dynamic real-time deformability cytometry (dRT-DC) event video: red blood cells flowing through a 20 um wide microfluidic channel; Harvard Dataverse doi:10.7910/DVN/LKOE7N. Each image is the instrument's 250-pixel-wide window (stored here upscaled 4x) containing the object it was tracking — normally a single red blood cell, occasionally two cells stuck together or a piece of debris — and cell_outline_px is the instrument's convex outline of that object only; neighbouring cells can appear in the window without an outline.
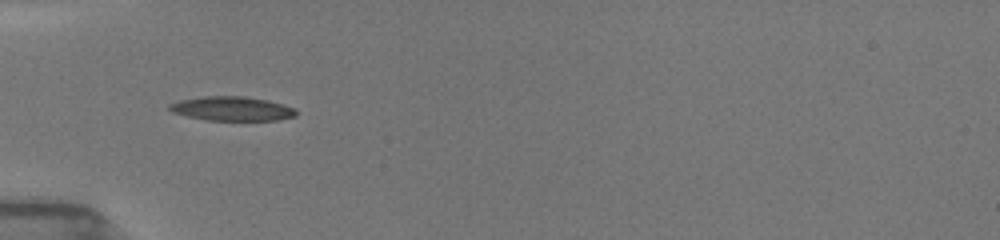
{"species": "common noctule bat (a hibernating species)", "species_latin": "Nyctalus noctula", "temperature_condition": "room temperature", "stored_images_in_passage": 37, "camera_frame_rate_fps": 3000, "um_per_image_px": 0.085, "animal": {"sex": "female", "body_mass_g": 19.5, "forearm_length_mm": 54.1}, "frame": {"image": 1, "passage_image": 3, "time_ms": 0.667, "image_size_px": [1000, 240], "cell_outline_px": [[296, 116], [276, 120], [208, 120], [188, 116], [172, 112], [168, 108], [168, 104], [180, 100], [204, 96], [244, 96], [268, 100], [296, 108]], "centroid_in_image_um": [19.72, 9.23], "position_along_channel_um": 65.3, "area_um2": 17.8}}
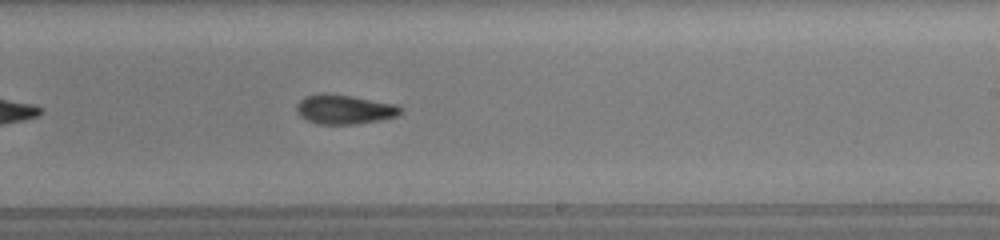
{"frame": {"image": 2, "passage_image": 18, "time_ms": 5.667, "image_size_px": [1000, 240], "cell_outline_px": [[404, 112], [396, 116], [380, 120], [356, 124], [316, 124], [300, 116], [296, 112], [296, 104], [304, 96], [320, 92], [324, 92], [352, 96], [396, 104], [404, 108]], "centroid_in_image_um": [29.27, 9.28], "position_along_channel_um": 259.7, "area_um2": 18.15}}
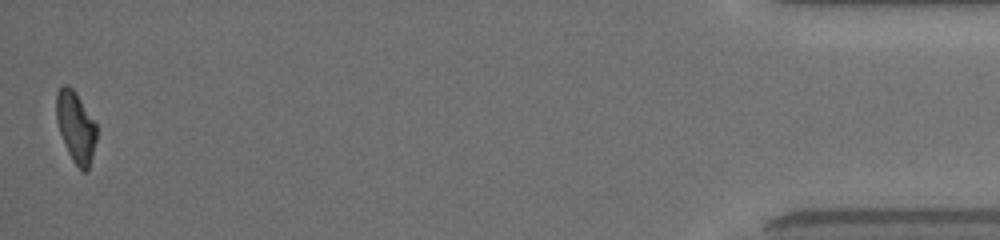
{"frame": {"image": 3, "passage_image": 37, "time_ms": 12.0, "image_size_px": [1000, 240], "cell_outline_px": [[96, 140], [92, 156], [88, 168], [84, 172], [72, 160], [68, 152], [60, 132], [56, 120], [56, 92], [64, 84], [68, 84], [76, 92], [96, 124]], "centroid_in_image_um": [6.43, 10.75], "position_along_channel_um": 428.8, "area_um2": 16.42}, "authors_computed_cell_mechanics": {"area_um2": 17.5712, "velocity_mm_per_s": 3.9632, "shape_relaxation_time_tau1_ms": 4.0392, "shape_relaxation_time_tau2_ms": 3.4019, "deformation_change_tau1": 0.1612, "deformation_change_tau2": 0.1028}}